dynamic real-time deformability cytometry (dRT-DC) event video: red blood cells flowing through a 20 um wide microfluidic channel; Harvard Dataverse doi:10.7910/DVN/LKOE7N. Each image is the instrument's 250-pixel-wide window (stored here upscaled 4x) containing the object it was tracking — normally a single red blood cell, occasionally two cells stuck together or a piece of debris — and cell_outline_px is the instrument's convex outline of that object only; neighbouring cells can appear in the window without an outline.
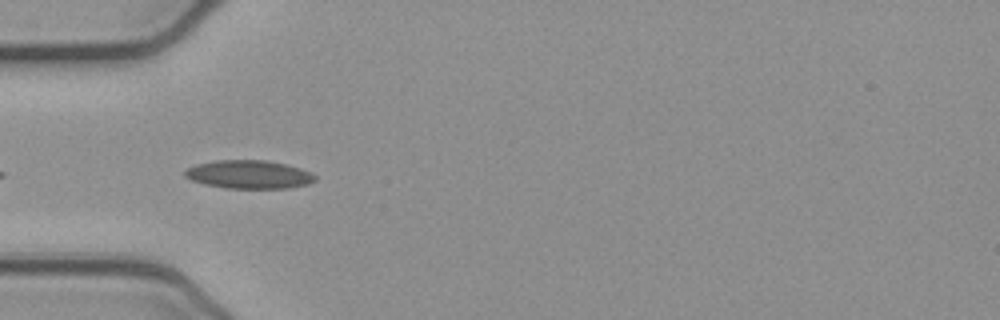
{"species": "common noctule bat (a hibernating species)", "species_latin": "Nyctalus noctula", "temperature_condition": "cold", "stored_images_in_passage": 15, "camera_frame_rate_fps": 3000, "um_per_image_px": 0.085, "animal": {"sex": "female", "body_mass_g": 21.9}, "frame": {"image": 1, "passage_image": 3, "time_ms": 0.667, "image_size_px": [1000, 320], "cell_outline_px": [[316, 180], [308, 184], [288, 188], [224, 188], [204, 184], [192, 180], [184, 176], [184, 172], [188, 168], [196, 164], [216, 160], [264, 160], [284, 164], [300, 168], [316, 176]], "centroid_in_image_um": [21.14, 14.83], "position_along_channel_um": 63.9, "area_um2": 21.39}}
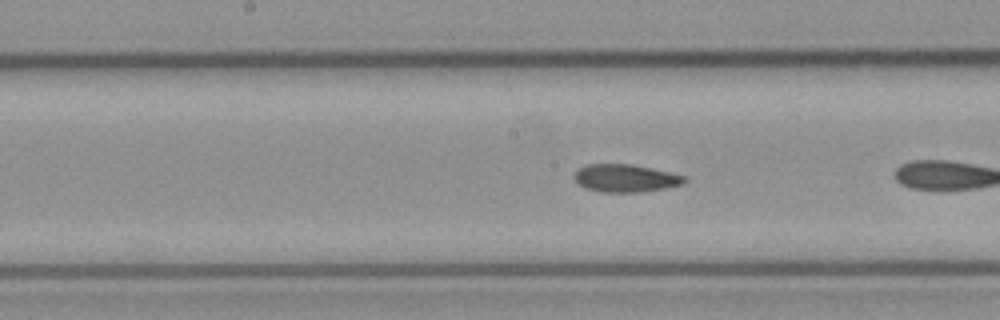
{"frame": {"image": 2, "passage_image": 11, "time_ms": 3.333, "image_size_px": [1000, 320], "cell_outline_px": [[688, 180], [684, 184], [664, 188], [636, 192], [604, 192], [584, 188], [572, 176], [580, 168], [588, 164], [632, 164], [668, 172], [684, 176]], "centroid_in_image_um": [53.16, 15.14], "position_along_channel_um": 195.0, "area_um2": 17.57}}